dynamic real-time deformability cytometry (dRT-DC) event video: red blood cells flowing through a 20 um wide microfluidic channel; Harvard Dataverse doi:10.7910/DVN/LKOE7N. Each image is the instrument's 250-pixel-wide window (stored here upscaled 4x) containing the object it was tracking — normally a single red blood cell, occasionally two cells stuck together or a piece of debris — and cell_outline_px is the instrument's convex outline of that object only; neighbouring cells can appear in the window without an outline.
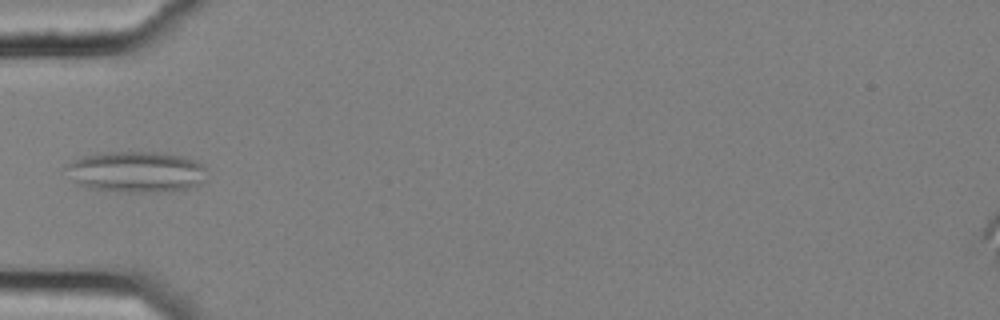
{"species": "common noctule bat (a hibernating species)", "species_latin": "Nyctalus noctula", "temperature_condition": "cold", "stored_images_in_passage": 10, "camera_frame_rate_fps": 3000, "um_per_image_px": 0.085, "animal": {"sex": "female", "body_mass_g": 25.1}, "frame": {"image": 1, "passage_image": 1, "time_ms": 0.0, "image_size_px": [1000, 320], "cell_outline_px": [[204, 180], [196, 184], [184, 188], [160, 192], [120, 192], [88, 188], [76, 184], [64, 168], [68, 164], [84, 156], [100, 152], [164, 152], [184, 156], [196, 160], [204, 164]], "centroid_in_image_um": [11.55, 14.59], "position_along_channel_um": 73.4, "area_um2": 33.7}}